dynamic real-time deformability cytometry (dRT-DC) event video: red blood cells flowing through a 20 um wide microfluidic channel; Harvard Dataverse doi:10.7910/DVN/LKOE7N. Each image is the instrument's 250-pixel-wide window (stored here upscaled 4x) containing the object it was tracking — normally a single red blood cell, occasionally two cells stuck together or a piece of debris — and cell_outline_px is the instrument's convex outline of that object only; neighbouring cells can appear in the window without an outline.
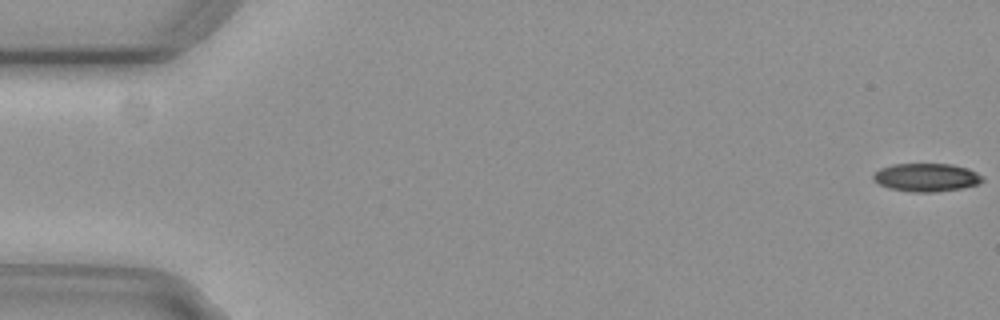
{"species": "common noctule bat (a hibernating species)", "species_latin": "Nyctalus noctula", "temperature_condition": "cold", "stored_images_in_passage": 50, "camera_frame_rate_fps": 3000, "um_per_image_px": 0.085, "animal": {"sex": "female", "body_mass_g": 29.2, "forearm_length_mm": 56.3}, "frame": {"image": 1, "passage_image": 1, "time_ms": 0.0, "image_size_px": [1000, 320], "cell_outline_px": [[984, 180], [980, 184], [960, 188], [936, 192], [912, 192], [888, 188], [872, 180], [872, 176], [880, 168], [892, 164], [952, 164], [968, 168], [984, 176]], "centroid_in_image_um": [78.76, 15.08], "position_along_channel_um": 6.2, "area_um2": 18.09}}
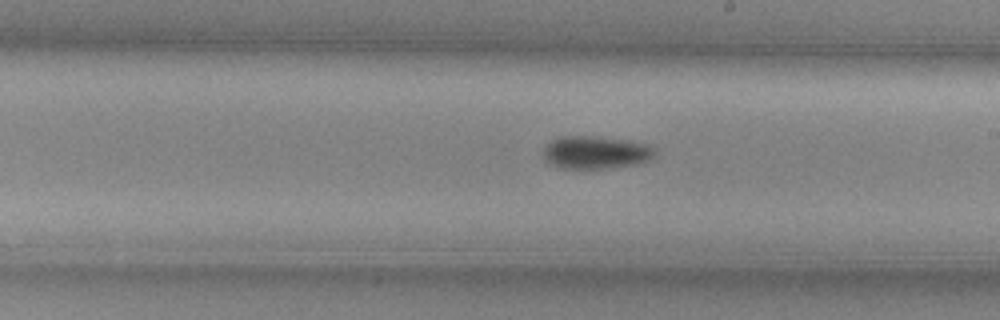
{"frame": {"image": 2, "passage_image": 32, "time_ms": 10.333, "image_size_px": [1000, 320], "cell_outline_px": [[656, 152], [648, 160], [636, 164], [608, 168], [556, 168], [548, 164], [544, 160], [544, 148], [552, 140], [560, 136], [592, 136], [624, 140], [652, 144], [656, 148]], "centroid_in_image_um": [50.63, 12.96], "position_along_channel_um": 238.4, "area_um2": 21.44}}
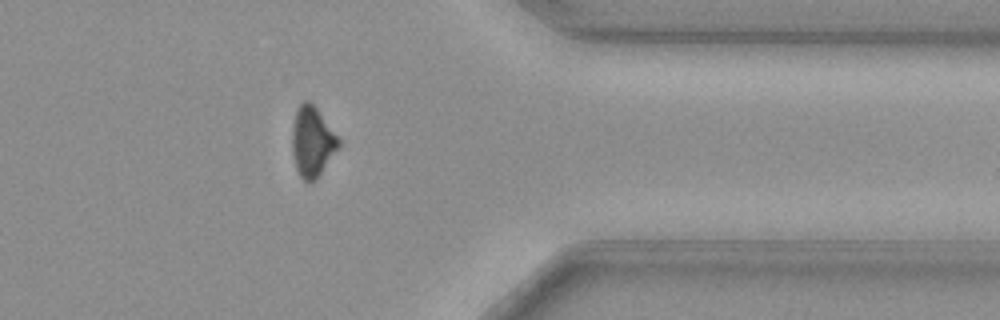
{"frame": {"image": 3, "passage_image": 45, "time_ms": 14.667, "image_size_px": [1000, 320], "cell_outline_px": [[340, 144], [316, 180], [308, 184], [300, 176], [296, 168], [292, 152], [292, 128], [296, 112], [300, 104], [304, 100], [308, 100], [316, 108], [340, 140]], "centroid_in_image_um": [26.52, 12.07], "position_along_channel_um": 384.9, "area_um2": 18.67}}